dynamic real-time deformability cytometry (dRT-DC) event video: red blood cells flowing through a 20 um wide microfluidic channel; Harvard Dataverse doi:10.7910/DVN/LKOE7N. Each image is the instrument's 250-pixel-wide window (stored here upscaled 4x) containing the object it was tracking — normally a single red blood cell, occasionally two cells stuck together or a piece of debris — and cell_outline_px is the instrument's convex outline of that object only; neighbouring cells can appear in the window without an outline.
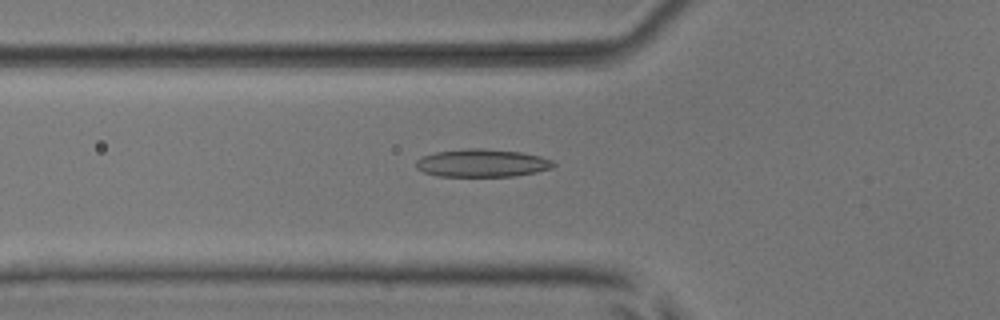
{"species": "common noctule bat (a hibernating species)", "species_latin": "Nyctalus noctula", "temperature_condition": "room temperature", "stored_images_in_passage": 48, "camera_frame_rate_fps": 3000, "um_per_image_px": 0.085, "animal": {"sex": "male", "body_mass_g": 17.9, "forearm_length_mm": 54.2}, "frame": {"image": 1, "passage_image": 18, "time_ms": 5.667, "image_size_px": [1000, 320], "cell_outline_px": [[556, 164], [552, 168], [536, 172], [512, 176], [436, 176], [424, 172], [416, 168], [416, 160], [420, 156], [436, 152], [468, 148], [480, 148], [520, 152], [540, 156], [552, 160]], "centroid_in_image_um": [40.95, 13.86], "position_along_channel_um": 84.8, "area_um2": 22.31}}
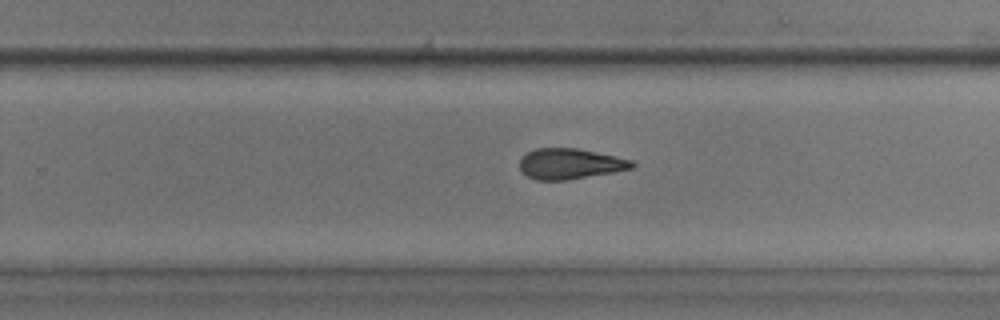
{"frame": {"image": 2, "passage_image": 33, "time_ms": 10.667, "image_size_px": [1000, 320], "cell_outline_px": [[636, 164], [632, 168], [612, 172], [568, 180], [536, 180], [528, 176], [520, 168], [520, 160], [528, 152], [536, 148], [576, 148], [616, 156], [632, 160]], "centroid_in_image_um": [48.46, 13.92], "position_along_channel_um": 281.3, "area_um2": 19.83}}
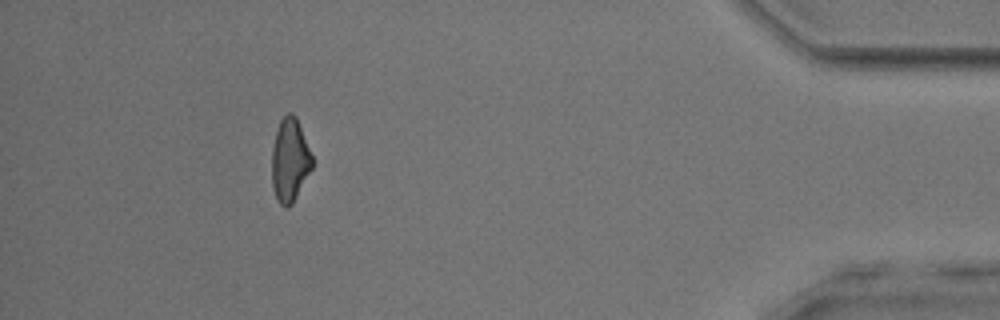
{"frame": {"image": 3, "passage_image": 47, "time_ms": 15.333, "image_size_px": [1000, 320], "cell_outline_px": [[312, 168], [292, 204], [288, 208], [284, 208], [276, 200], [272, 188], [272, 148], [276, 132], [280, 120], [288, 112], [292, 112], [296, 116], [312, 156]], "centroid_in_image_um": [24.62, 13.64], "position_along_channel_um": 410.6, "area_um2": 19.59}}